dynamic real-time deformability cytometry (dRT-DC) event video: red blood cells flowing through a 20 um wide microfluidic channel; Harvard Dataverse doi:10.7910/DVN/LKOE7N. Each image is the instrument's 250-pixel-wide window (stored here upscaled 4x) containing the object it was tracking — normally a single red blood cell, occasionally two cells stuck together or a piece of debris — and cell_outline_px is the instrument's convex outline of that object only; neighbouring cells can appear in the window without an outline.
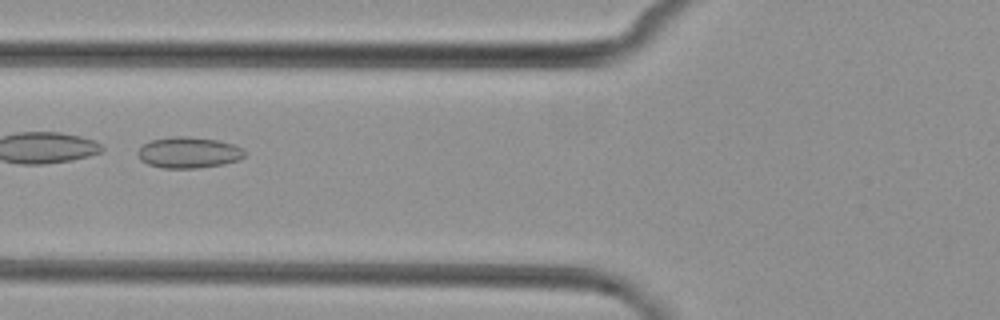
{"species": "common noctule bat (a hibernating species)", "species_latin": "Nyctalus noctula", "temperature_condition": "cold", "stored_images_in_passage": 7, "camera_frame_rate_fps": 3000, "um_per_image_px": 0.085, "animal": {"sex": "female", "body_mass_g": 29.2, "forearm_length_mm": 56.3}, "frame": {"image": 1, "passage_image": 6, "time_ms": 6.667, "image_size_px": [1000, 320], "cell_outline_px": [[244, 156], [240, 160], [224, 164], [200, 168], [160, 168], [148, 164], [140, 160], [136, 152], [144, 144], [152, 140], [172, 136], [188, 136], [216, 140], [232, 144], [244, 148]], "centroid_in_image_um": [16.03, 12.97], "position_along_channel_um": 109.8, "area_um2": 19.48}}
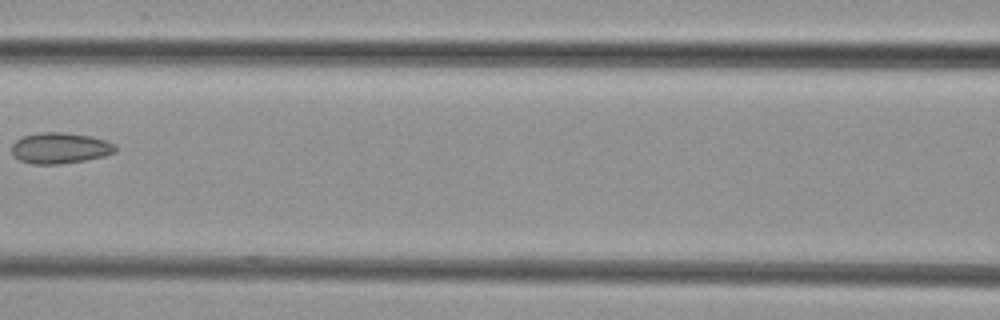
{"frame": {"image": 2, "passage_image": 7, "time_ms": 8.0, "image_size_px": [1000, 320], "cell_outline_px": [[116, 152], [104, 156], [84, 160], [60, 164], [32, 164], [20, 160], [12, 156], [12, 144], [16, 140], [24, 136], [40, 132], [68, 132], [92, 136], [116, 144]], "centroid_in_image_um": [5.1, 12.58], "position_along_channel_um": 161.5, "area_um2": 18.84}}